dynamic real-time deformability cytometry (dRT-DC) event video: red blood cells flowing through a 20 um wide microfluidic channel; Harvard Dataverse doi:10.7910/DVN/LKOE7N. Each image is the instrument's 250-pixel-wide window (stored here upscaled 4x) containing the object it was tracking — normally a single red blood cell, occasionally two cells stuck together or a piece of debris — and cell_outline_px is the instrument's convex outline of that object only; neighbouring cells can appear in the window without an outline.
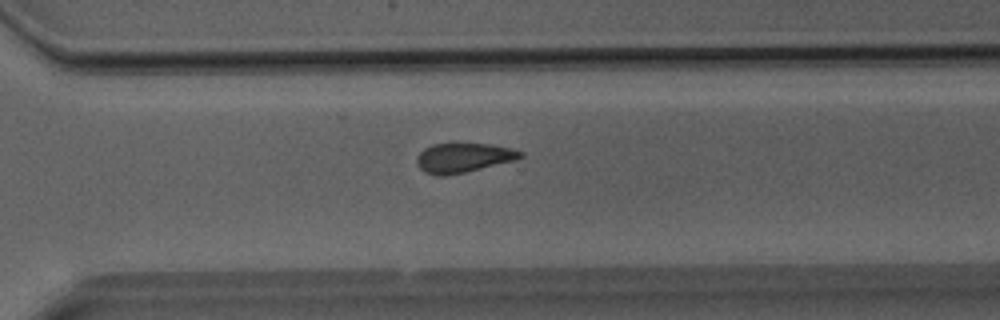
{"species": "Egyptian fruit bat (a non-hibernating species)", "species_latin": "Rousettus aegyptiacus", "temperature_condition": "room temperature", "stored_images_in_passage": 32, "camera_frame_rate_fps": 3000, "um_per_image_px": 0.085, "animal": {"sex": "male"}, "frame": {"image": 1, "passage_image": 21, "time_ms": 6.667, "image_size_px": [1000, 320], "cell_outline_px": [[524, 156], [516, 160], [464, 172], [444, 176], [436, 176], [424, 172], [416, 164], [416, 156], [424, 148], [432, 144], [492, 144], [512, 148], [524, 152]], "centroid_in_image_um": [39.38, 13.41], "position_along_channel_um": 331.2, "area_um2": 17.86}}
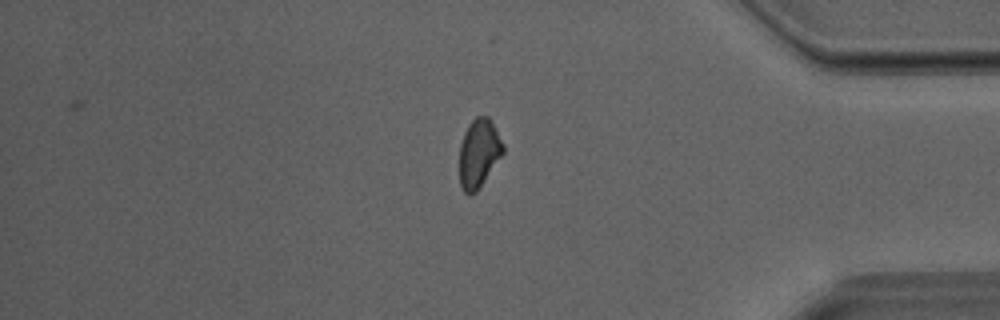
{"frame": {"image": 2, "passage_image": 26, "time_ms": 8.333, "image_size_px": [1000, 320], "cell_outline_px": [[504, 152], [476, 192], [468, 196], [464, 192], [460, 184], [460, 144], [464, 132], [468, 124], [476, 116], [488, 116], [504, 144]], "centroid_in_image_um": [40.69, 13.02], "position_along_channel_um": 394.5, "area_um2": 17.34}}
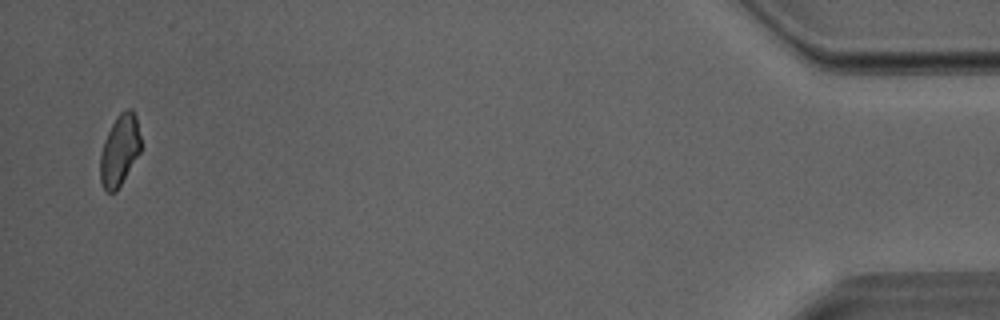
{"frame": {"image": 3, "passage_image": 31, "time_ms": 10.0, "image_size_px": [1000, 320], "cell_outline_px": [[140, 152], [116, 192], [108, 192], [104, 188], [100, 180], [100, 152], [104, 140], [112, 124], [120, 112], [124, 108], [132, 108], [136, 116], [140, 136]], "centroid_in_image_um": [10.16, 12.75], "position_along_channel_um": 425.0, "area_um2": 16.76}}